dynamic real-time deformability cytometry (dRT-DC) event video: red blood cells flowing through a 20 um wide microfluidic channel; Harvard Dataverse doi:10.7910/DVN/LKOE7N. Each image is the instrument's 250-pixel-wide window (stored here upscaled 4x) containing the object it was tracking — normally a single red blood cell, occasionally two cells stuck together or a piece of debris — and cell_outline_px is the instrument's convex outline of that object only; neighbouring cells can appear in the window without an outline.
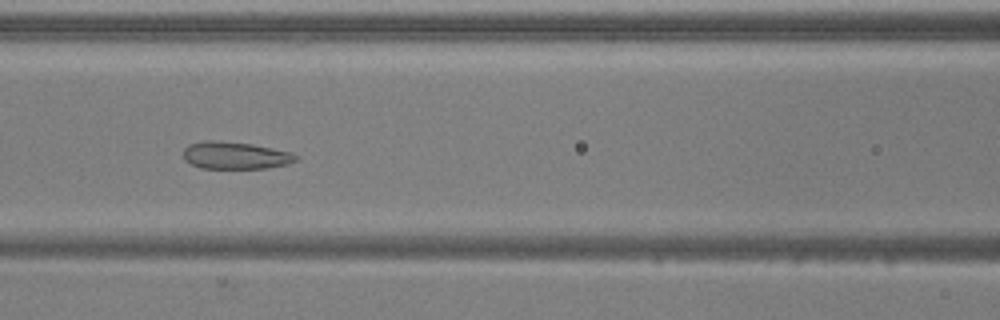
{"species": "common noctule bat (a hibernating species)", "species_latin": "Nyctalus noctula", "temperature_condition": "warm", "stored_images_in_passage": 52, "camera_frame_rate_fps": 3000, "um_per_image_px": 0.085, "animal": {"sex": "male", "body_mass_g": 20.5, "forearm_length_mm": 52.5}, "frame": {"image": 1, "passage_image": 23, "time_ms": 7.333, "image_size_px": [1000, 320], "cell_outline_px": [[300, 160], [288, 164], [268, 168], [200, 168], [184, 160], [184, 148], [188, 144], [208, 140], [212, 140], [252, 144], [292, 152], [300, 156]], "centroid_in_image_um": [20.05, 13.21], "position_along_channel_um": 146.5, "area_um2": 18.03}}
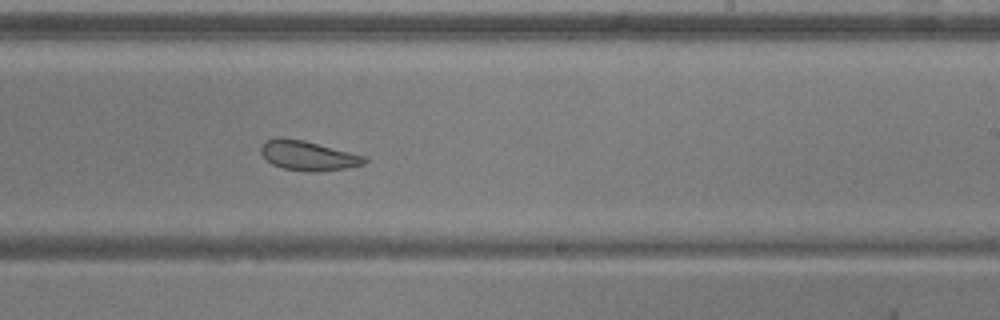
{"frame": {"image": 2, "passage_image": 32, "time_ms": 10.333, "image_size_px": [1000, 320], "cell_outline_px": [[368, 160], [364, 164], [348, 168], [316, 172], [308, 172], [284, 168], [272, 164], [260, 152], [260, 148], [264, 140], [304, 140], [368, 156]], "centroid_in_image_um": [26.28, 13.26], "position_along_channel_um": 262.7, "area_um2": 17.63}}
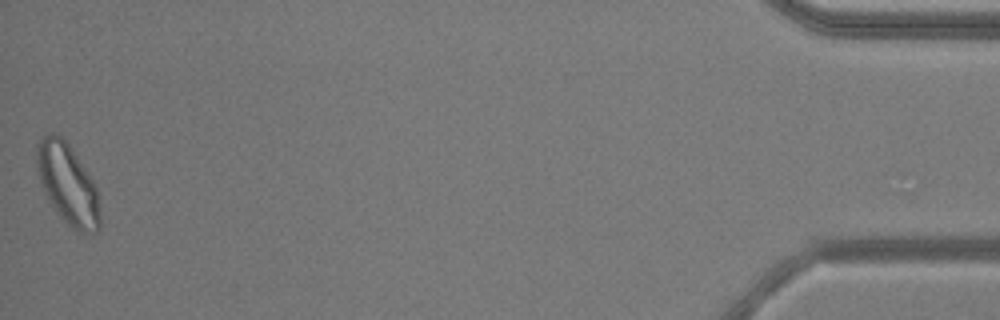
{"frame": {"image": 3, "passage_image": 52, "time_ms": 17.0, "image_size_px": [1000, 320], "cell_outline_px": [[100, 228], [96, 232], [76, 232], [56, 212], [48, 200], [44, 192], [40, 180], [36, 160], [36, 144], [40, 136], [48, 132], [56, 132], [68, 144], [92, 180], [96, 188], [100, 212]], "centroid_in_image_um": [5.72, 15.63], "position_along_channel_um": 429.5, "area_um2": 29.54}, "authors_computed_cell_mechanics": {"area_um2": 23.4957, "velocity_mm_per_s": 3.8835, "shape_relaxation_time_tau1_ms": 6.6293, "shape_relaxation_time_tau2_ms": 0.521, "deformation_change_tau1": 0.1433, "deformation_change_tau2": 0.0639}}